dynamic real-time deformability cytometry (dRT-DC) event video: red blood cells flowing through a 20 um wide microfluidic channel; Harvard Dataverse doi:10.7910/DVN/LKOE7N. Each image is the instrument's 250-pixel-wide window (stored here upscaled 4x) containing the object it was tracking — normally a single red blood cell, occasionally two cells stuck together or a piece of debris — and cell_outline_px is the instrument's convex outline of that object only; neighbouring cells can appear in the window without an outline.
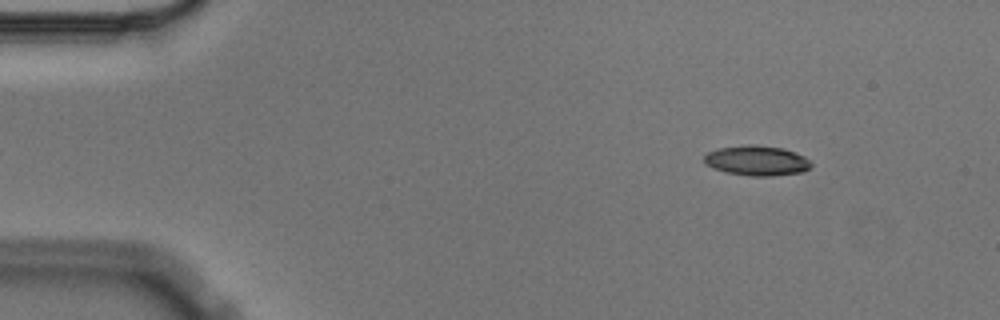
{"species": "Egyptian fruit bat (a non-hibernating species)", "species_latin": "Rousettus aegyptiacus", "temperature_condition": "cold", "stored_images_in_passage": 5, "segment_of_instrument_passage": [2, 2], "camera_frame_rate_fps": 3000, "um_per_image_px": 0.085, "animal": {"sex": "male"}, "frame": {"image": 1, "passage_image": 5, "time_ms": 1.333, "image_size_px": [1000, 320], "cell_outline_px": [[812, 164], [804, 172], [772, 176], [752, 176], [724, 172], [712, 168], [704, 164], [704, 156], [708, 152], [716, 148], [748, 144], [752, 144], [784, 148], [804, 156]], "centroid_in_image_um": [64.29, 13.65], "position_along_channel_um": 20.7, "area_um2": 18.9}}